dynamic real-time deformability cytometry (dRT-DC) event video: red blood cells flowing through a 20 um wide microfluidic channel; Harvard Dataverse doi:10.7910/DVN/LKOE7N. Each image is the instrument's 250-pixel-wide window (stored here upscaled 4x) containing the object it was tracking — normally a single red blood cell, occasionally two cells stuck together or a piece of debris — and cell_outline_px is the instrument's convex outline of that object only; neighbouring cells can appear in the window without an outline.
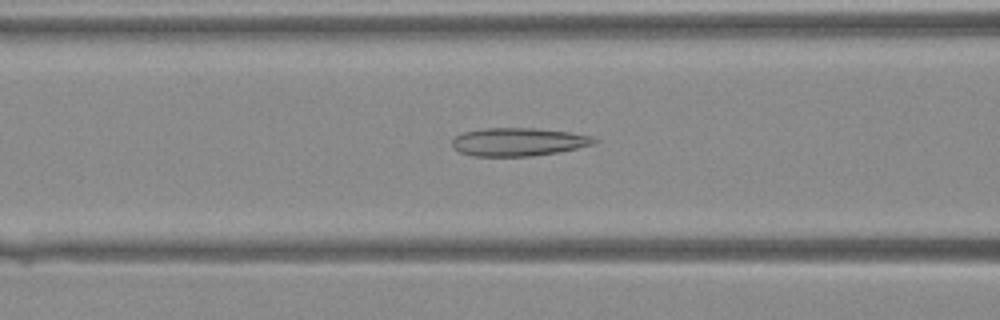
{"species": "Egyptian fruit bat (a non-hibernating species)", "species_latin": "Rousettus aegyptiacus", "temperature_condition": "warm", "stored_images_in_passage": 36, "camera_frame_rate_fps": 3000, "um_per_image_px": 0.085, "animal": {"sex": "female"}, "frame": {"image": 1, "passage_image": 12, "time_ms": 3.667, "image_size_px": [1000, 320], "cell_outline_px": [[600, 140], [592, 144], [576, 148], [556, 152], [532, 156], [472, 156], [460, 152], [452, 148], [452, 140], [456, 136], [464, 132], [484, 128], [536, 128], [568, 132], [592, 136]], "centroid_in_image_um": [44.03, 12.06], "position_along_channel_um": 122.6, "area_um2": 23.24}}
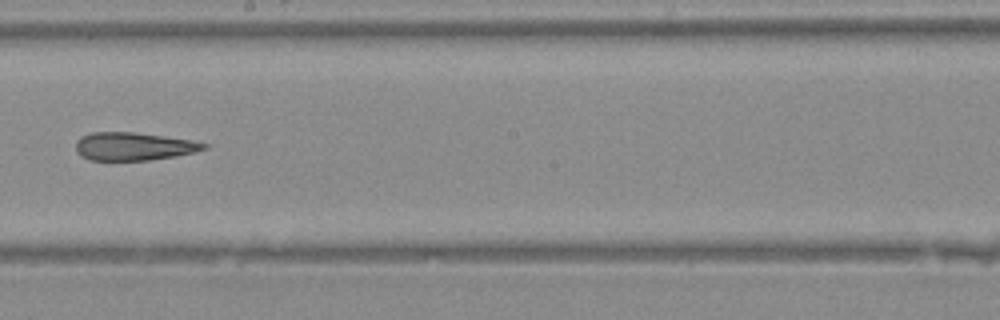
{"frame": {"image": 2, "passage_image": 19, "time_ms": 6.0, "image_size_px": [1000, 320], "cell_outline_px": [[208, 148], [176, 156], [148, 160], [88, 160], [80, 156], [76, 152], [76, 140], [80, 136], [92, 132], [132, 132], [164, 136], [192, 140], [208, 144]], "centroid_in_image_um": [11.31, 12.44], "position_along_channel_um": 236.9, "area_um2": 20.98}}
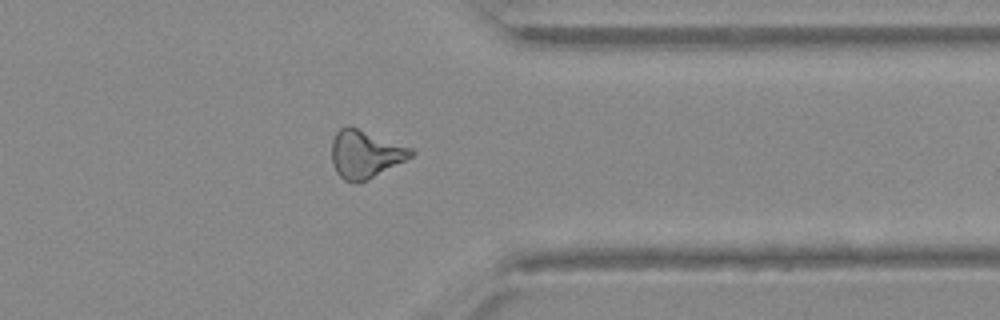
{"frame": {"image": 3, "passage_image": 28, "time_ms": 9.0, "image_size_px": [1000, 320], "cell_outline_px": [[416, 152], [412, 156], [368, 180], [356, 184], [352, 184], [344, 180], [336, 172], [332, 164], [332, 140], [336, 132], [340, 128], [348, 124], [412, 148]], "centroid_in_image_um": [31.02, 13.1], "position_along_channel_um": 380.4, "area_um2": 22.31}}